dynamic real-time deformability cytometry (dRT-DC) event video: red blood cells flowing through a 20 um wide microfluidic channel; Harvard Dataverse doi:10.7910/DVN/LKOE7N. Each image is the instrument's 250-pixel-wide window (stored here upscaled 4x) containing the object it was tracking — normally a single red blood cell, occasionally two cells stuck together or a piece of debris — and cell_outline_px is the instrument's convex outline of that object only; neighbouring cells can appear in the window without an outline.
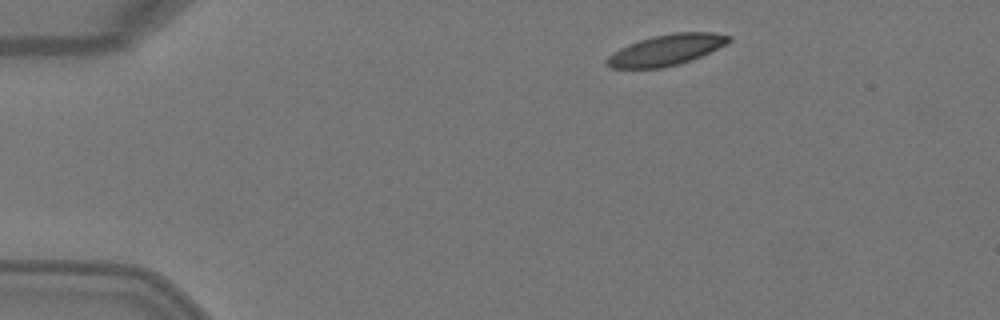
{"species": "Egyptian fruit bat (a non-hibernating species)", "species_latin": "Rousettus aegyptiacus", "temperature_condition": "warm", "stored_images_in_passage": 4, "segment_of_instrument_passage": [1, 2], "camera_frame_rate_fps": 3000, "um_per_image_px": 0.085, "animal": {"sex": "female"}, "frame": {"image": 1, "passage_image": 1, "time_ms": 0.0, "image_size_px": [1000, 320], "cell_outline_px": [[732, 40], [728, 44], [692, 60], [680, 64], [664, 68], [612, 68], [604, 60], [608, 56], [620, 48], [628, 44], [652, 36], [672, 32], [712, 32], [732, 36]], "centroid_in_image_um": [56.68, 4.24], "position_along_channel_um": 28.3, "area_um2": 22.14}}
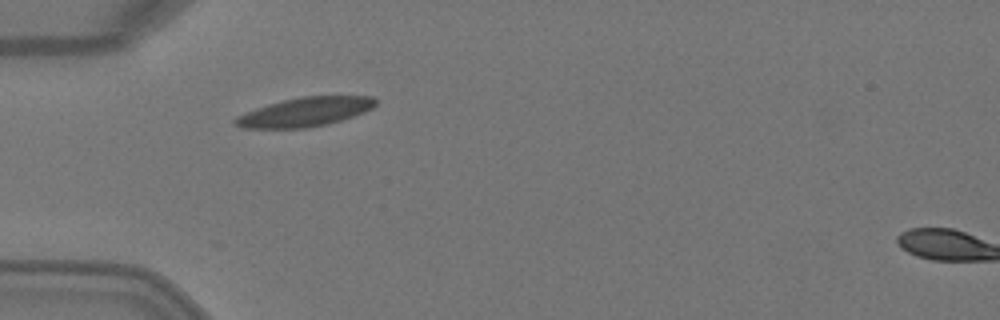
{"frame": {"image": 2, "passage_image": 3, "time_ms": 0.667, "image_size_px": [1000, 320], "cell_outline_px": [[376, 104], [372, 108], [364, 112], [328, 124], [308, 128], [244, 128], [232, 124], [232, 120], [236, 116], [256, 108], [268, 104], [300, 96], [372, 96], [376, 100]], "centroid_in_image_um": [25.89, 9.52], "position_along_channel_um": 59.1, "area_um2": 23.76}}